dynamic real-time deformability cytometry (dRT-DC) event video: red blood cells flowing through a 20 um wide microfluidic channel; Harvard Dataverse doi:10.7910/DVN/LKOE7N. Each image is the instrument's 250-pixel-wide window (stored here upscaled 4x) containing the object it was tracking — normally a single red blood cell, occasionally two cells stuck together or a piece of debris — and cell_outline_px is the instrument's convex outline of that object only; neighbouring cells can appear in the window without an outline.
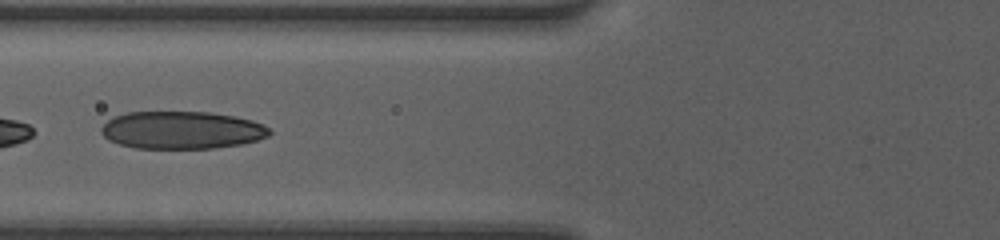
{"species": "human", "species_latin": "Homo sapiens", "temperature_condition": "room temperature", "stored_images_in_passage": 18, "camera_frame_rate_fps": 3000, "um_per_image_px": 0.085, "donor": {"sex": "female"}, "frame": {"image": 1, "passage_image": 16, "time_ms": 5.0, "image_size_px": [1000, 240], "cell_outline_px": [[272, 132], [268, 136], [244, 144], [212, 148], [136, 148], [120, 144], [108, 140], [100, 132], [100, 128], [108, 120], [116, 116], [128, 112], [212, 112], [236, 116], [252, 120], [264, 124]], "centroid_in_image_um": [15.47, 11.05], "position_along_channel_um": 110.3, "area_um2": 36.99}}